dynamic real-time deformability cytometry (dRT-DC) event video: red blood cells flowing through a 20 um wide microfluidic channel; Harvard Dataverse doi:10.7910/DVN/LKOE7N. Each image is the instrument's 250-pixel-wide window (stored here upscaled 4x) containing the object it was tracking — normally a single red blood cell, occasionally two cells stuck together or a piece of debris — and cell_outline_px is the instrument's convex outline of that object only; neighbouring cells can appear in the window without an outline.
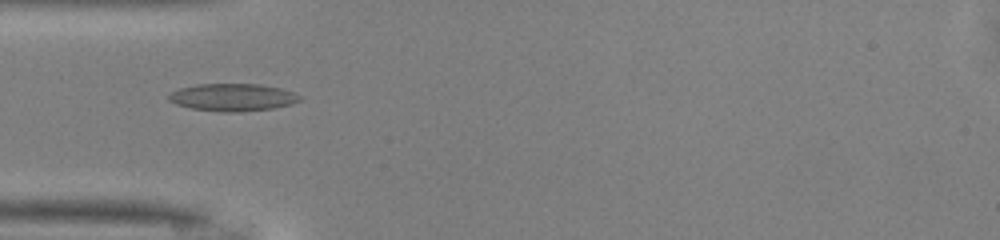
{"species": "common noctule bat (a hibernating species)", "species_latin": "Nyctalus noctula", "temperature_condition": "warm", "stored_images_in_passage": 32, "camera_frame_rate_fps": 3000, "um_per_image_px": 0.085, "animal": {"sex": "male", "body_mass_g": 13.0, "forearm_length_mm": 53.1}, "frame": {"image": 1, "passage_image": 1, "time_ms": 0.0, "image_size_px": [1000, 240], "cell_outline_px": [[300, 100], [292, 104], [276, 108], [240, 112], [224, 112], [192, 108], [176, 104], [168, 100], [168, 96], [172, 92], [180, 88], [196, 84], [260, 84], [280, 88], [292, 92], [300, 96]], "centroid_in_image_um": [19.79, 8.27], "position_along_channel_um": 65.2, "area_um2": 20.92}}
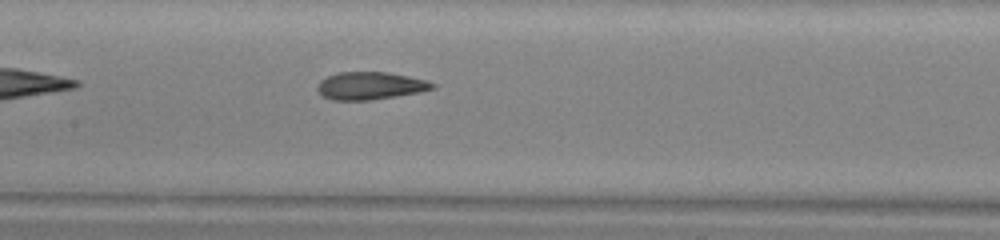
{"frame": {"image": 2, "passage_image": 9, "time_ms": 2.667, "image_size_px": [1000, 240], "cell_outline_px": [[436, 88], [416, 92], [368, 100], [332, 100], [324, 96], [316, 88], [320, 80], [328, 76], [340, 72], [388, 72], [408, 76], [424, 80], [436, 84]], "centroid_in_image_um": [31.44, 7.28], "position_along_channel_um": 176.0, "area_um2": 18.15}}
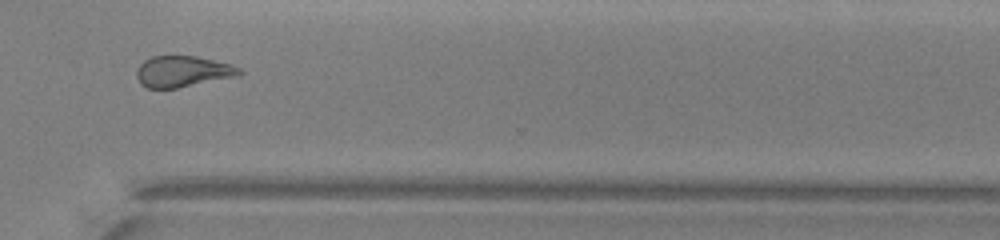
{"frame": {"image": 3, "passage_image": 22, "time_ms": 7.0, "image_size_px": [1000, 240], "cell_outline_px": [[244, 72], [240, 76], [176, 88], [148, 88], [140, 84], [136, 76], [136, 68], [144, 60], [152, 56], [196, 56], [232, 64], [240, 68]], "centroid_in_image_um": [15.55, 6.07], "position_along_channel_um": 355.1, "area_um2": 18.84}, "authors_computed_cell_mechanics": {"area_um2": 18.8428, "velocity_mm_per_s": 4.1363, "shape_relaxation_time_tau1_ms": null, "shape_relaxation_time_tau2_ms": 2.0864, "deformation_change_tau1": null, "deformation_change_tau2": 0.0937}}